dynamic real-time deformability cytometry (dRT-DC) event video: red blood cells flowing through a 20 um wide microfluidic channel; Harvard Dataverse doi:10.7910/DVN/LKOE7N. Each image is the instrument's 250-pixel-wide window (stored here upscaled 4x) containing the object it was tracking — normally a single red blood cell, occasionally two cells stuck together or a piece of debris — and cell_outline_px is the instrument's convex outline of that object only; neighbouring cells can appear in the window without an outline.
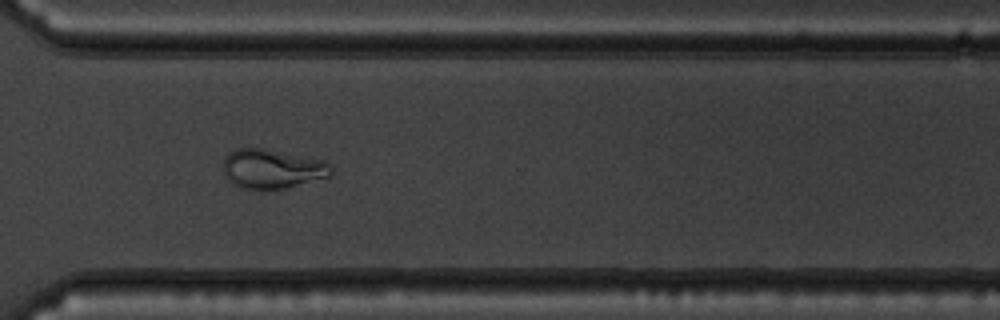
{"species": "common noctule bat (a hibernating species)", "species_latin": "Nyctalus noctula", "temperature_condition": "warm", "stored_images_in_passage": 41, "camera_frame_rate_fps": 3000, "um_per_image_px": 0.085, "animal": {"sex": "male", "body_mass_g": 19.5, "forearm_length_mm": 54.6}, "frame": {"image": 1, "passage_image": 27, "time_ms": 8.667, "image_size_px": [1000, 320], "cell_outline_px": [[332, 176], [268, 192], [264, 192], [244, 188], [232, 184], [224, 176], [224, 156], [236, 148], [264, 148], [324, 160], [332, 168]], "centroid_in_image_um": [23.11, 14.38], "position_along_channel_um": 347.5, "area_um2": 25.26}}
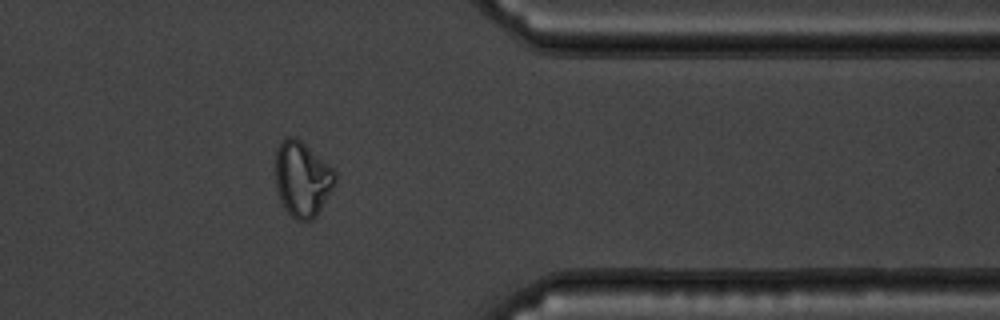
{"frame": {"image": 2, "passage_image": 31, "time_ms": 10.0, "image_size_px": [1000, 320], "cell_outline_px": [[336, 184], [316, 216], [312, 220], [296, 220], [284, 208], [280, 200], [276, 188], [276, 148], [280, 140], [288, 136], [296, 136], [328, 164], [336, 172]], "centroid_in_image_um": [25.69, 15.2], "position_along_channel_um": 385.7, "area_um2": 26.3}}
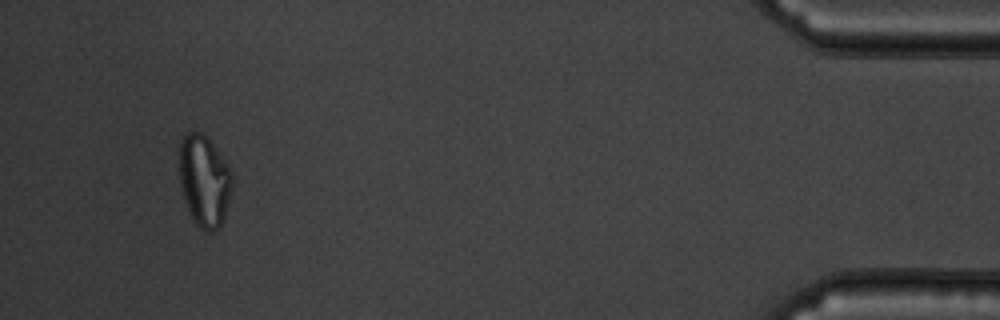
{"frame": {"image": 3, "passage_image": 38, "time_ms": 12.333, "image_size_px": [1000, 320], "cell_outline_px": [[232, 184], [224, 216], [220, 228], [212, 232], [204, 232], [196, 224], [184, 200], [180, 188], [180, 140], [188, 132], [200, 132], [208, 136], [232, 172]], "centroid_in_image_um": [17.36, 15.36], "position_along_channel_um": 417.8, "area_um2": 28.09}}